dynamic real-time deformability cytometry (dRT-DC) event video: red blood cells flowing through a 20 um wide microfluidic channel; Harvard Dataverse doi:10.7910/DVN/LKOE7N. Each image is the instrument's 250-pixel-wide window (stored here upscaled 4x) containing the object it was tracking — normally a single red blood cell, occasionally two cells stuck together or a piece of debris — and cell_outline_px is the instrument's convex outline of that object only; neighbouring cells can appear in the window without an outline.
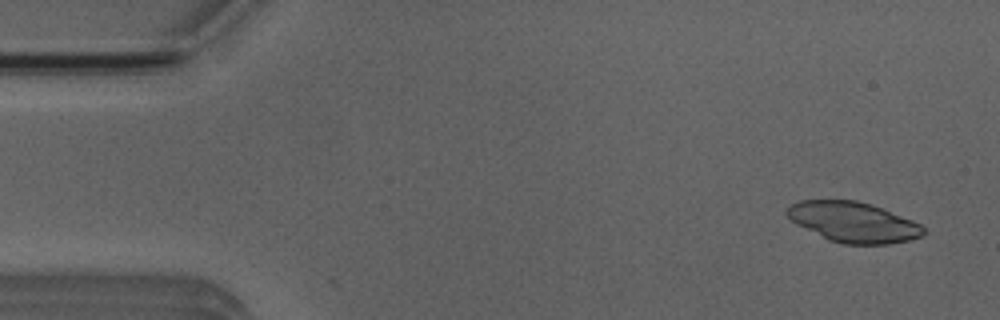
{"species": "Egyptian fruit bat (a non-hibernating species)", "species_latin": "Rousettus aegyptiacus", "temperature_condition": "room temperature", "stored_images_in_passage": 5, "camera_frame_rate_fps": 3000, "um_per_image_px": 0.085, "animal": {"sex": "male"}, "frame": {"image": 1, "passage_image": 1, "time_ms": 0.0, "image_size_px": [1000, 320], "cell_outline_px": [[928, 232], [920, 236], [908, 240], [888, 244], [844, 244], [828, 240], [796, 224], [784, 212], [792, 204], [800, 200], [856, 200], [872, 204], [884, 208], [912, 220], [920, 224]], "centroid_in_image_um": [72.54, 18.87], "position_along_channel_um": 12.5, "area_um2": 32.08}}